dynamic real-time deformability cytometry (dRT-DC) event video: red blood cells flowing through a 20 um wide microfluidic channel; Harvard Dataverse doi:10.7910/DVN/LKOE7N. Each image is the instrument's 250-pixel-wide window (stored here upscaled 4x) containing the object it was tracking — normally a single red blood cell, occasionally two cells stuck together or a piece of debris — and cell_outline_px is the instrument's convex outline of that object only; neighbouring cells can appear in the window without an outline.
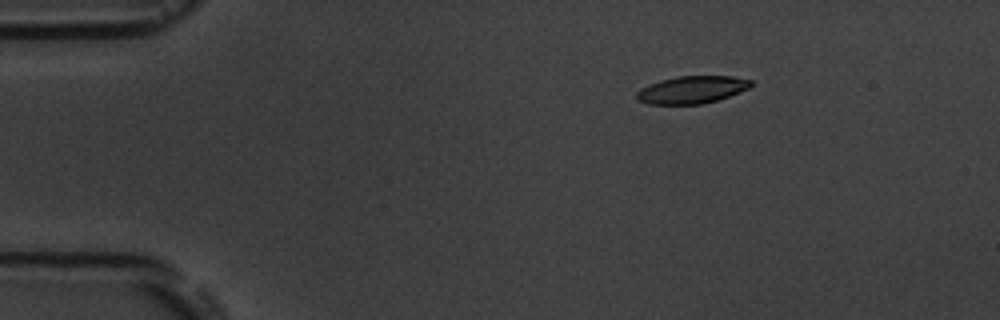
{"species": "common noctule bat (a hibernating species)", "species_latin": "Nyctalus noctula", "temperature_condition": "room temperature", "stored_images_in_passage": 5, "camera_frame_rate_fps": 3000, "um_per_image_px": 0.085, "animal": {"sex": "male", "body_mass_g": 19.5, "forearm_length_mm": 54.6}, "frame": {"image": 1, "passage_image": 3, "time_ms": 3.0, "image_size_px": [1000, 320], "cell_outline_px": [[752, 88], [716, 100], [700, 104], [648, 104], [636, 100], [636, 92], [640, 88], [648, 84], [660, 80], [676, 76], [732, 76], [752, 80]], "centroid_in_image_um": [58.79, 7.62], "position_along_channel_um": 26.2, "area_um2": 18.44}}